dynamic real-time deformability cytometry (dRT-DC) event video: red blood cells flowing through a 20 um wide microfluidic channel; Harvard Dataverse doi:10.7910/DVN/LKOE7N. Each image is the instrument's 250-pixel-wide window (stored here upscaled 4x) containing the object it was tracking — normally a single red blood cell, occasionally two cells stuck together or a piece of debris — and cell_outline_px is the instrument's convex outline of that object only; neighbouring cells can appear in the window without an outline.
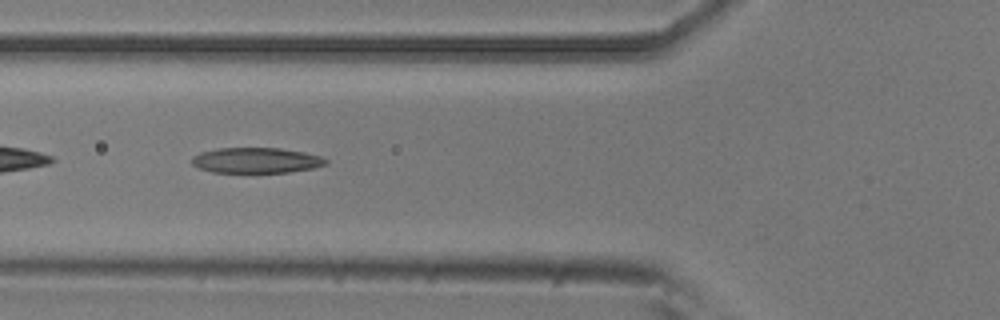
{"species": "common noctule bat (a hibernating species)", "species_latin": "Nyctalus noctula", "temperature_condition": "room temperature", "stored_images_in_passage": 37, "camera_frame_rate_fps": 3000, "um_per_image_px": 0.085, "animal": {"sex": "male", "body_mass_g": 20.5, "forearm_length_mm": 52.5}, "frame": {"image": 1, "passage_image": 5, "time_ms": 1.333, "image_size_px": [1000, 320], "cell_outline_px": [[328, 164], [312, 168], [288, 172], [212, 172], [196, 168], [192, 164], [192, 156], [200, 152], [216, 148], [280, 148], [304, 152], [320, 156], [328, 160]], "centroid_in_image_um": [21.74, 13.62], "position_along_channel_um": 104.1, "area_um2": 19.94}}
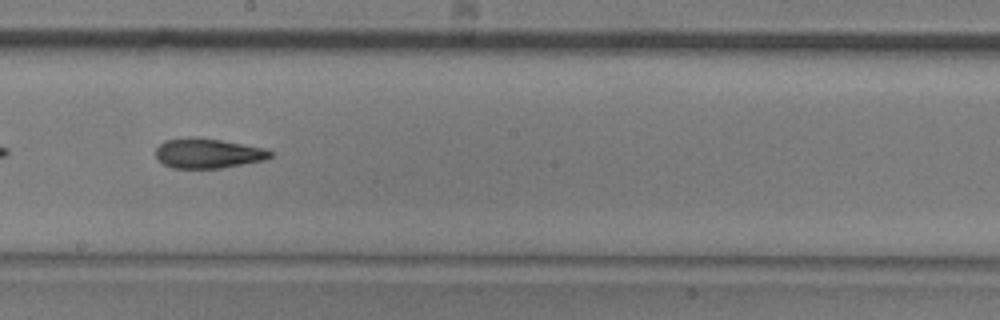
{"frame": {"image": 2, "passage_image": 15, "time_ms": 4.667, "image_size_px": [1000, 320], "cell_outline_px": [[272, 156], [264, 160], [220, 168], [172, 168], [164, 164], [156, 156], [156, 148], [164, 140], [192, 136], [196, 136], [220, 140], [264, 148], [272, 152]], "centroid_in_image_um": [17.64, 13.02], "position_along_channel_um": 230.6, "area_um2": 19.83}}
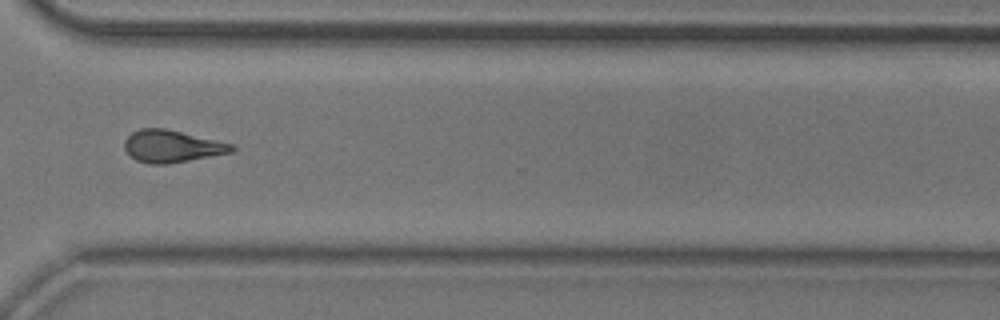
{"frame": {"image": 3, "passage_image": 25, "time_ms": 8.0, "image_size_px": [1000, 320], "cell_outline_px": [[236, 148], [232, 152], [168, 164], [148, 164], [136, 160], [124, 148], [124, 140], [132, 132], [140, 128], [164, 128], [232, 144]], "centroid_in_image_um": [14.58, 12.43], "position_along_channel_um": 356.0, "area_um2": 19.88}}